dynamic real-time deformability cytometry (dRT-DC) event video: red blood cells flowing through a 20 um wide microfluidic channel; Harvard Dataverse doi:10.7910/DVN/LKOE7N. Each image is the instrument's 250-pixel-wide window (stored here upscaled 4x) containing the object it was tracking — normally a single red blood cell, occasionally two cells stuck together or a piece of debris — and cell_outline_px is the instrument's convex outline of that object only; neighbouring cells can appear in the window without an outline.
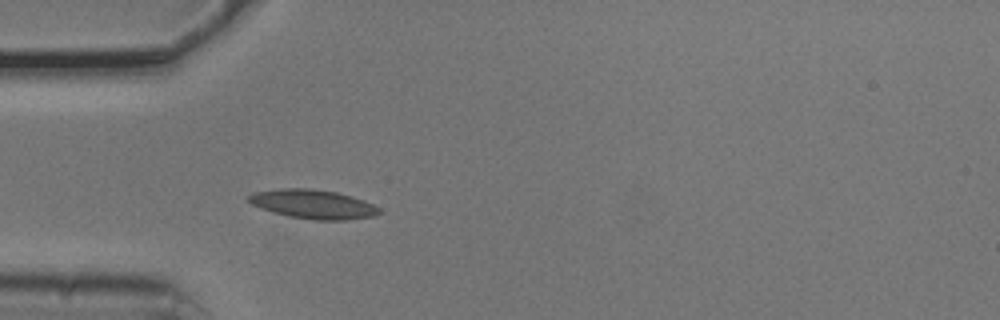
{"species": "common noctule bat (a hibernating species)", "species_latin": "Nyctalus noctula", "temperature_condition": "cold", "stored_images_in_passage": 1, "camera_frame_rate_fps": 3000, "um_per_image_px": 0.085, "animal": {"sex": "male", "body_mass_g": 20.5, "forearm_length_mm": 52.5}, "frame": {"image": 1, "passage_image": 1, "time_ms": 0.0, "image_size_px": [1000, 320], "cell_outline_px": [[380, 212], [372, 216], [344, 220], [312, 220], [288, 216], [272, 212], [252, 204], [244, 196], [252, 192], [284, 188], [312, 188], [336, 192], [352, 196], [364, 200], [380, 208]], "centroid_in_image_um": [26.57, 17.34], "position_along_channel_um": 58.4, "area_um2": 22.2}}